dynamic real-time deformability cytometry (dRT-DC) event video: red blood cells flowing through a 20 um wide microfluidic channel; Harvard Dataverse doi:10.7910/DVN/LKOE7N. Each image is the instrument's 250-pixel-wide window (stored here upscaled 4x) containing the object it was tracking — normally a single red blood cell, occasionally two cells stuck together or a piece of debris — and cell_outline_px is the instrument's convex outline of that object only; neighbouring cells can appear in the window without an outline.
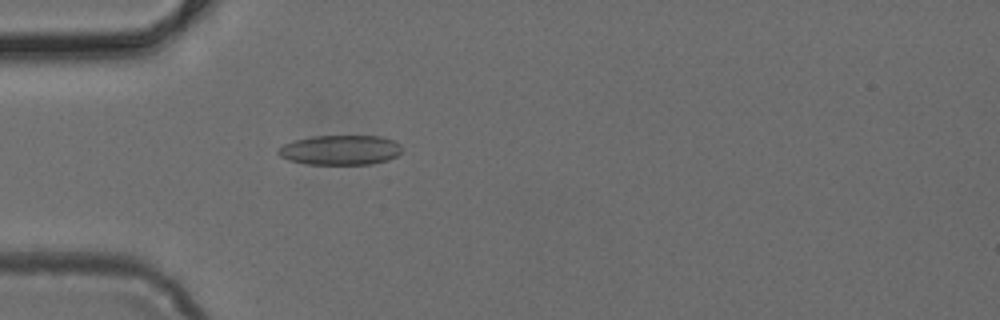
{"species": "common noctule bat (a hibernating species)", "species_latin": "Nyctalus noctula", "temperature_condition": "cold", "stored_images_in_passage": 4, "camera_frame_rate_fps": 3000, "um_per_image_px": 0.085, "animal": {"sex": "female", "body_mass_g": 24.6, "forearm_length_mm": 56.2}, "frame": {"image": 1, "passage_image": 4, "time_ms": 1.0, "image_size_px": [1000, 320], "cell_outline_px": [[400, 152], [396, 156], [388, 160], [372, 164], [308, 164], [288, 160], [280, 156], [276, 152], [276, 148], [292, 140], [312, 136], [380, 136], [392, 140], [400, 144]], "centroid_in_image_um": [28.87, 12.75], "position_along_channel_um": 56.1, "area_um2": 21.56}}